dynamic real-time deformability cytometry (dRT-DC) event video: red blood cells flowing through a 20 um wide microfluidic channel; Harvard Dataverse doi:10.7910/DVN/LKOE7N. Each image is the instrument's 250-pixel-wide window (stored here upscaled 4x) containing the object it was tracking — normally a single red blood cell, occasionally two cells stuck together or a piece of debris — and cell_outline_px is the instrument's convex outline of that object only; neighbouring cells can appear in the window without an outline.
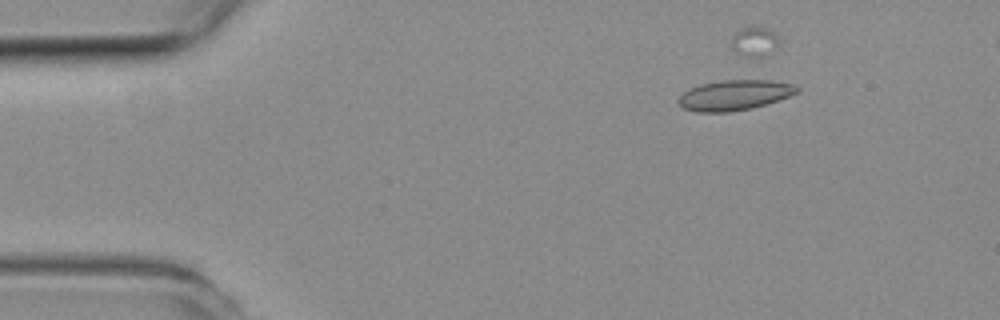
{"species": "common noctule bat (a hibernating species)", "species_latin": "Nyctalus noctula", "temperature_condition": "room temperature", "stored_images_in_passage": 38, "camera_frame_rate_fps": 3000, "um_per_image_px": 0.085, "animal": {"sex": "female", "body_mass_g": 19.3, "forearm_length_mm": 54.1}, "frame": {"image": 1, "passage_image": 6, "time_ms": 1.667, "image_size_px": [1000, 320], "cell_outline_px": [[800, 92], [752, 108], [728, 112], [696, 112], [684, 108], [676, 100], [684, 92], [700, 84], [720, 80], [772, 80], [792, 84], [800, 88]], "centroid_in_image_um": [62.43, 8.08], "position_along_channel_um": 22.6, "area_um2": 20.75}}
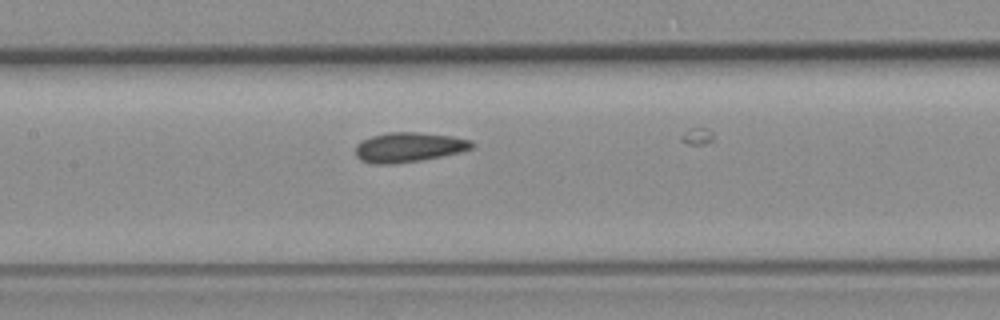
{"frame": {"image": 2, "passage_image": 23, "time_ms": 7.333, "image_size_px": [1000, 320], "cell_outline_px": [[476, 144], [472, 148], [460, 152], [420, 160], [392, 164], [372, 164], [360, 160], [356, 156], [356, 144], [372, 136], [388, 132], [416, 132], [452, 136], [472, 140]], "centroid_in_image_um": [34.75, 12.51], "position_along_channel_um": 172.7, "area_um2": 20.11}}
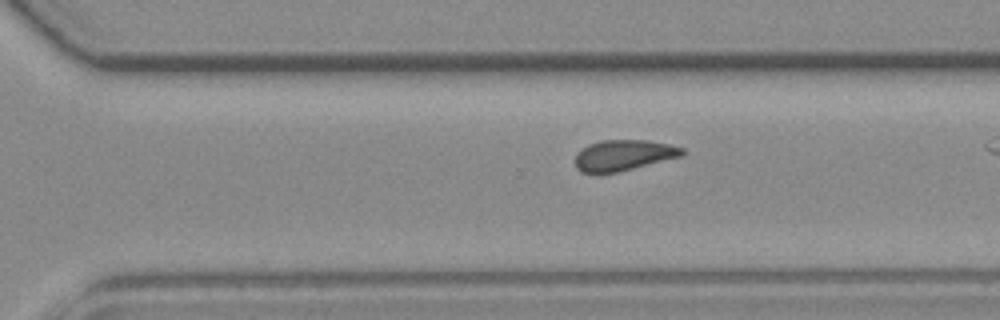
{"frame": {"image": 3, "passage_image": 34, "time_ms": 11.0, "image_size_px": [1000, 320], "cell_outline_px": [[684, 156], [616, 172], [580, 172], [576, 168], [576, 152], [580, 148], [588, 144], [600, 140], [644, 140], [668, 144], [684, 148]], "centroid_in_image_um": [52.99, 13.18], "position_along_channel_um": 317.6, "area_um2": 19.13}}